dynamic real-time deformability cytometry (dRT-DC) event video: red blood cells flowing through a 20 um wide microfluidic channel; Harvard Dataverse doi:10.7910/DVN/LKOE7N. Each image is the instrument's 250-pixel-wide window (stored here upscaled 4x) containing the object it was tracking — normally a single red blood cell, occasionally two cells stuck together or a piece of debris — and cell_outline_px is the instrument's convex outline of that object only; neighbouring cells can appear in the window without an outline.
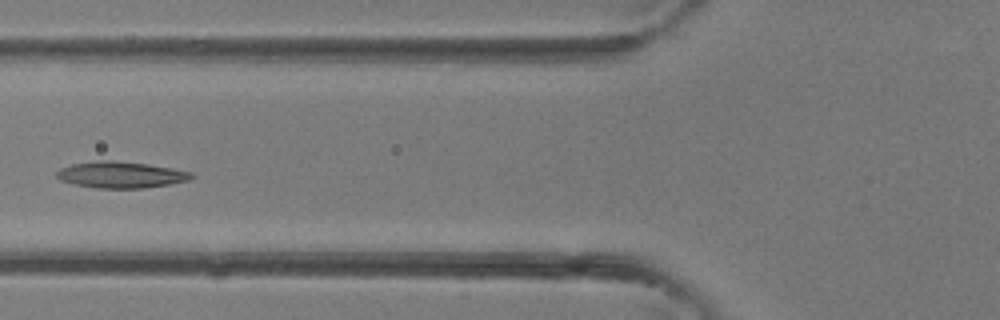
{"species": "common noctule bat (a hibernating species)", "species_latin": "Nyctalus noctula", "temperature_condition": "room temperature", "stored_images_in_passage": 5, "camera_frame_rate_fps": 3000, "um_per_image_px": 0.085, "animal": {"sex": "female"}, "frame": {"image": 1, "passage_image": 5, "time_ms": 1.333, "image_size_px": [1000, 320], "cell_outline_px": [[196, 176], [188, 180], [168, 184], [144, 188], [96, 188], [76, 184], [60, 180], [56, 176], [56, 172], [60, 168], [72, 164], [92, 160], [112, 160], [148, 164], [172, 168], [192, 172]], "centroid_in_image_um": [10.26, 14.84], "position_along_channel_um": 115.5, "area_um2": 20.75}}